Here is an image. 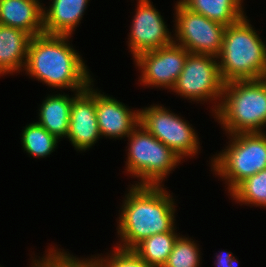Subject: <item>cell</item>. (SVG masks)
Returning a JSON list of instances; mask_svg holds the SVG:
<instances>
[{"label":"cell","instance_id":"6da1fadb","mask_svg":"<svg viewBox=\"0 0 266 267\" xmlns=\"http://www.w3.org/2000/svg\"><path fill=\"white\" fill-rule=\"evenodd\" d=\"M68 35L33 36L28 47L27 71L53 87H70L80 92L91 83L82 60L65 43Z\"/></svg>","mask_w":266,"mask_h":267},{"label":"cell","instance_id":"7a4b0ae2","mask_svg":"<svg viewBox=\"0 0 266 267\" xmlns=\"http://www.w3.org/2000/svg\"><path fill=\"white\" fill-rule=\"evenodd\" d=\"M130 191L119 222L126 242L121 249L126 250H133L152 235L174 230L173 202L159 185H136Z\"/></svg>","mask_w":266,"mask_h":267},{"label":"cell","instance_id":"3957f363","mask_svg":"<svg viewBox=\"0 0 266 267\" xmlns=\"http://www.w3.org/2000/svg\"><path fill=\"white\" fill-rule=\"evenodd\" d=\"M243 17L226 26L219 71L224 83L266 77V48Z\"/></svg>","mask_w":266,"mask_h":267},{"label":"cell","instance_id":"277c9868","mask_svg":"<svg viewBox=\"0 0 266 267\" xmlns=\"http://www.w3.org/2000/svg\"><path fill=\"white\" fill-rule=\"evenodd\" d=\"M223 92L228 96L216 114L229 132H260L266 124V77L224 83Z\"/></svg>","mask_w":266,"mask_h":267},{"label":"cell","instance_id":"5b68a950","mask_svg":"<svg viewBox=\"0 0 266 267\" xmlns=\"http://www.w3.org/2000/svg\"><path fill=\"white\" fill-rule=\"evenodd\" d=\"M234 141L213 165L220 175L230 179V191L245 178L266 168L265 135L261 132L237 133Z\"/></svg>","mask_w":266,"mask_h":267},{"label":"cell","instance_id":"8992f818","mask_svg":"<svg viewBox=\"0 0 266 267\" xmlns=\"http://www.w3.org/2000/svg\"><path fill=\"white\" fill-rule=\"evenodd\" d=\"M142 132L132 131L128 171L142 178L143 184L158 186L180 158L169 147L140 125Z\"/></svg>","mask_w":266,"mask_h":267},{"label":"cell","instance_id":"52a82bcc","mask_svg":"<svg viewBox=\"0 0 266 267\" xmlns=\"http://www.w3.org/2000/svg\"><path fill=\"white\" fill-rule=\"evenodd\" d=\"M177 33L189 53L219 55L226 26L194 13L181 2L177 5Z\"/></svg>","mask_w":266,"mask_h":267},{"label":"cell","instance_id":"ba28073f","mask_svg":"<svg viewBox=\"0 0 266 267\" xmlns=\"http://www.w3.org/2000/svg\"><path fill=\"white\" fill-rule=\"evenodd\" d=\"M140 113V124L176 155H189L197 151V137L193 129L179 117L161 107H151Z\"/></svg>","mask_w":266,"mask_h":267},{"label":"cell","instance_id":"9c48e42d","mask_svg":"<svg viewBox=\"0 0 266 267\" xmlns=\"http://www.w3.org/2000/svg\"><path fill=\"white\" fill-rule=\"evenodd\" d=\"M212 55L189 53L173 90L191 99L223 95L224 82ZM210 57V58H209ZM223 92V93H222Z\"/></svg>","mask_w":266,"mask_h":267},{"label":"cell","instance_id":"30bf717a","mask_svg":"<svg viewBox=\"0 0 266 267\" xmlns=\"http://www.w3.org/2000/svg\"><path fill=\"white\" fill-rule=\"evenodd\" d=\"M189 52L175 43L142 53L136 57L138 66L143 68L145 84L170 86L173 88L183 70Z\"/></svg>","mask_w":266,"mask_h":267},{"label":"cell","instance_id":"8fae6325","mask_svg":"<svg viewBox=\"0 0 266 267\" xmlns=\"http://www.w3.org/2000/svg\"><path fill=\"white\" fill-rule=\"evenodd\" d=\"M131 32L130 47L135 58L173 43L160 14L148 0H140Z\"/></svg>","mask_w":266,"mask_h":267},{"label":"cell","instance_id":"7c38bea8","mask_svg":"<svg viewBox=\"0 0 266 267\" xmlns=\"http://www.w3.org/2000/svg\"><path fill=\"white\" fill-rule=\"evenodd\" d=\"M68 138L78 149L90 147L100 136L96 115V92L88 88L74 97L70 108Z\"/></svg>","mask_w":266,"mask_h":267},{"label":"cell","instance_id":"4fadbf2b","mask_svg":"<svg viewBox=\"0 0 266 267\" xmlns=\"http://www.w3.org/2000/svg\"><path fill=\"white\" fill-rule=\"evenodd\" d=\"M96 115L100 135L129 137L140 124V113H131L122 103L97 93Z\"/></svg>","mask_w":266,"mask_h":267},{"label":"cell","instance_id":"5bb4252c","mask_svg":"<svg viewBox=\"0 0 266 267\" xmlns=\"http://www.w3.org/2000/svg\"><path fill=\"white\" fill-rule=\"evenodd\" d=\"M0 25L21 29L32 37L44 34L43 9L36 0H0Z\"/></svg>","mask_w":266,"mask_h":267},{"label":"cell","instance_id":"9a60e30c","mask_svg":"<svg viewBox=\"0 0 266 267\" xmlns=\"http://www.w3.org/2000/svg\"><path fill=\"white\" fill-rule=\"evenodd\" d=\"M88 0H53L49 12L43 11L44 33L70 35L79 23Z\"/></svg>","mask_w":266,"mask_h":267},{"label":"cell","instance_id":"2e32d148","mask_svg":"<svg viewBox=\"0 0 266 267\" xmlns=\"http://www.w3.org/2000/svg\"><path fill=\"white\" fill-rule=\"evenodd\" d=\"M31 38L21 29L0 25V73L15 71L22 66Z\"/></svg>","mask_w":266,"mask_h":267},{"label":"cell","instance_id":"e0dca14e","mask_svg":"<svg viewBox=\"0 0 266 267\" xmlns=\"http://www.w3.org/2000/svg\"><path fill=\"white\" fill-rule=\"evenodd\" d=\"M73 98L52 96L47 98L40 110V124L57 138L67 136L69 132L70 108Z\"/></svg>","mask_w":266,"mask_h":267},{"label":"cell","instance_id":"ac0fdd59","mask_svg":"<svg viewBox=\"0 0 266 267\" xmlns=\"http://www.w3.org/2000/svg\"><path fill=\"white\" fill-rule=\"evenodd\" d=\"M241 0H182L180 1L190 11L201 14L208 19L225 26L234 24L241 18Z\"/></svg>","mask_w":266,"mask_h":267},{"label":"cell","instance_id":"d6986e66","mask_svg":"<svg viewBox=\"0 0 266 267\" xmlns=\"http://www.w3.org/2000/svg\"><path fill=\"white\" fill-rule=\"evenodd\" d=\"M177 239L173 231L158 233L144 239L133 250L148 264L163 267Z\"/></svg>","mask_w":266,"mask_h":267},{"label":"cell","instance_id":"ffe728a7","mask_svg":"<svg viewBox=\"0 0 266 267\" xmlns=\"http://www.w3.org/2000/svg\"><path fill=\"white\" fill-rule=\"evenodd\" d=\"M22 136L23 147L30 155L36 157H44L50 154L58 139L38 123L27 126Z\"/></svg>","mask_w":266,"mask_h":267},{"label":"cell","instance_id":"44dd1931","mask_svg":"<svg viewBox=\"0 0 266 267\" xmlns=\"http://www.w3.org/2000/svg\"><path fill=\"white\" fill-rule=\"evenodd\" d=\"M231 192L239 201L266 206V168L245 178Z\"/></svg>","mask_w":266,"mask_h":267},{"label":"cell","instance_id":"7402d4cb","mask_svg":"<svg viewBox=\"0 0 266 267\" xmlns=\"http://www.w3.org/2000/svg\"><path fill=\"white\" fill-rule=\"evenodd\" d=\"M198 263V252L195 244L178 237L163 267H197Z\"/></svg>","mask_w":266,"mask_h":267},{"label":"cell","instance_id":"603a6c76","mask_svg":"<svg viewBox=\"0 0 266 267\" xmlns=\"http://www.w3.org/2000/svg\"><path fill=\"white\" fill-rule=\"evenodd\" d=\"M105 266L100 263V267H155L141 259L134 250L117 249V253Z\"/></svg>","mask_w":266,"mask_h":267},{"label":"cell","instance_id":"cb8c5ba5","mask_svg":"<svg viewBox=\"0 0 266 267\" xmlns=\"http://www.w3.org/2000/svg\"><path fill=\"white\" fill-rule=\"evenodd\" d=\"M46 260V261H45ZM42 261L43 263L39 262L35 265L37 267H100V261H90V262H79L75 261L74 259L68 257L66 254L63 253H54L49 255L47 259ZM87 262V263H86Z\"/></svg>","mask_w":266,"mask_h":267},{"label":"cell","instance_id":"d4e9b609","mask_svg":"<svg viewBox=\"0 0 266 267\" xmlns=\"http://www.w3.org/2000/svg\"><path fill=\"white\" fill-rule=\"evenodd\" d=\"M232 255L227 253L225 255H219L217 267H235L234 261L235 259L231 257Z\"/></svg>","mask_w":266,"mask_h":267}]
</instances>
